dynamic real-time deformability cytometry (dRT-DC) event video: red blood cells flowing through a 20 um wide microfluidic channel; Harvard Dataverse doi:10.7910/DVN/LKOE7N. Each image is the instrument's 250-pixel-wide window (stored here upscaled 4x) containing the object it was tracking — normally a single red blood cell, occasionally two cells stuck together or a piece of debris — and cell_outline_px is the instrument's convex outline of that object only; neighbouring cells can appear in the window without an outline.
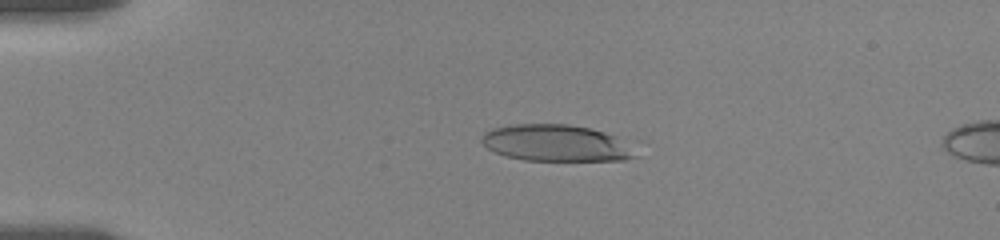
{"species": "human", "species_latin": "Homo sapiens", "temperature_condition": "room temperature", "stored_images_in_passage": 46, "camera_frame_rate_fps": 3000, "um_per_image_px": 0.085, "donor": {"sex": "female"}, "frame": {"image": 1, "passage_image": 13, "time_ms": 4.0, "image_size_px": [1000, 240], "cell_outline_px": [[640, 156], [624, 160], [524, 160], [508, 156], [496, 152], [488, 148], [480, 140], [480, 136], [484, 132], [492, 128], [508, 124], [568, 124], [592, 128], [616, 136], [636, 152]], "centroid_in_image_um": [47.24, 12.15], "position_along_channel_um": 37.8, "area_um2": 32.77}}
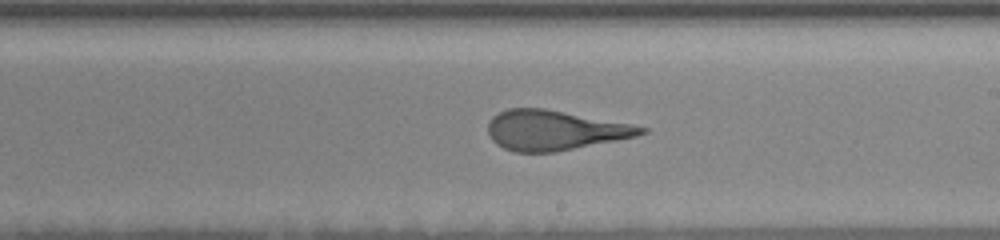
{"frame": {"image": 2, "passage_image": 30, "time_ms": 11.0, "image_size_px": [1000, 240], "cell_outline_px": [[648, 132], [636, 136], [556, 152], [512, 152], [496, 144], [492, 140], [488, 132], [488, 124], [492, 116], [508, 108], [544, 108], [632, 124], [648, 128]], "centroid_in_image_um": [47.12, 11.07], "position_along_channel_um": 241.9, "area_um2": 35.49}}
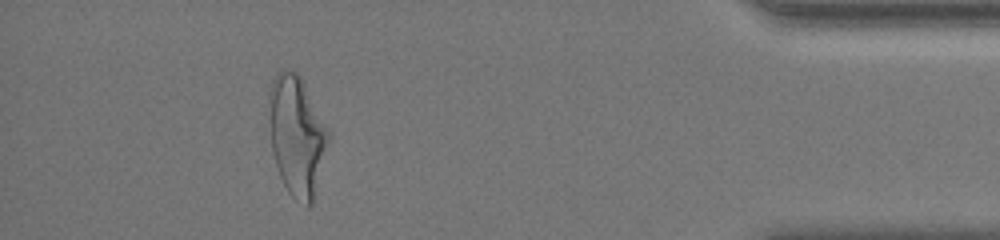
{"frame": {"image": 3, "passage_image": 43, "time_ms": 17.0, "image_size_px": [1000, 240], "cell_outline_px": [[328, 140], [312, 204], [308, 208], [292, 196], [288, 192], [280, 176], [272, 152], [268, 96], [268, 92], [272, 80], [280, 68], [284, 68], [296, 72], [300, 76], [328, 128]], "centroid_in_image_um": [25.2, 11.49], "position_along_channel_um": 410.0, "area_um2": 40.92}, "authors_computed_cell_mechanics": {"area_um2": 36.0383, "velocity_mm_per_s": 3.5477, "shape_relaxation_time_tau1_ms": 5.2964, "shape_relaxation_time_tau2_ms": 1.138, "deformation_change_tau1": 0.2235, "deformation_change_tau2": 0.1182}}